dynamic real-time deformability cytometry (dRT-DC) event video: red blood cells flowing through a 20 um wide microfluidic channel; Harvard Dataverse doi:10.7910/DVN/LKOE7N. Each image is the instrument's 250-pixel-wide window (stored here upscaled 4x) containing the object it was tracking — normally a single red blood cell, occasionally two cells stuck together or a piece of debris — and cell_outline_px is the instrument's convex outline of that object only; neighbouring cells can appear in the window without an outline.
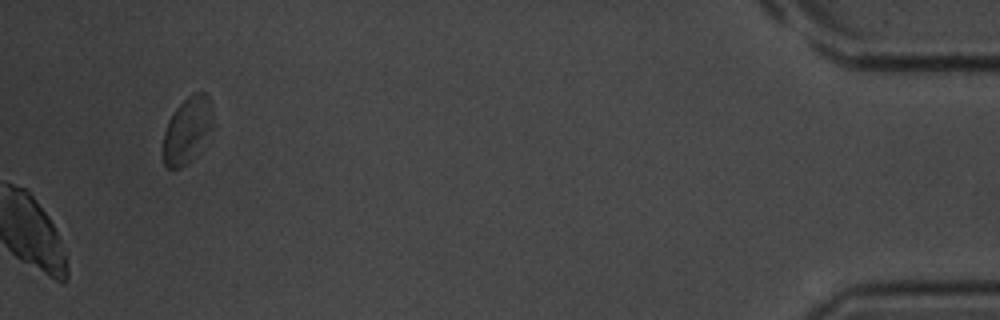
{"species": "common noctule bat (a hibernating species)", "species_latin": "Nyctalus noctula", "temperature_condition": "room temperature", "stored_images_in_passage": 40, "camera_frame_rate_fps": 3000, "um_per_image_px": 0.085, "animal": {"sex": "male", "body_mass_g": 20.1, "forearm_length_mm": 53.5}, "frame": {"image": 1, "passage_image": 40, "time_ms": 13.0, "image_size_px": [1000, 320], "cell_outline_px": [[212, 112], [208, 124], [204, 132], [188, 160], [180, 168], [168, 168], [164, 164], [164, 132], [168, 120], [176, 108], [192, 92], [204, 92], [208, 96], [212, 108]], "centroid_in_image_um": [15.81, 10.96], "position_along_channel_um": 419.4, "area_um2": 17.4}}